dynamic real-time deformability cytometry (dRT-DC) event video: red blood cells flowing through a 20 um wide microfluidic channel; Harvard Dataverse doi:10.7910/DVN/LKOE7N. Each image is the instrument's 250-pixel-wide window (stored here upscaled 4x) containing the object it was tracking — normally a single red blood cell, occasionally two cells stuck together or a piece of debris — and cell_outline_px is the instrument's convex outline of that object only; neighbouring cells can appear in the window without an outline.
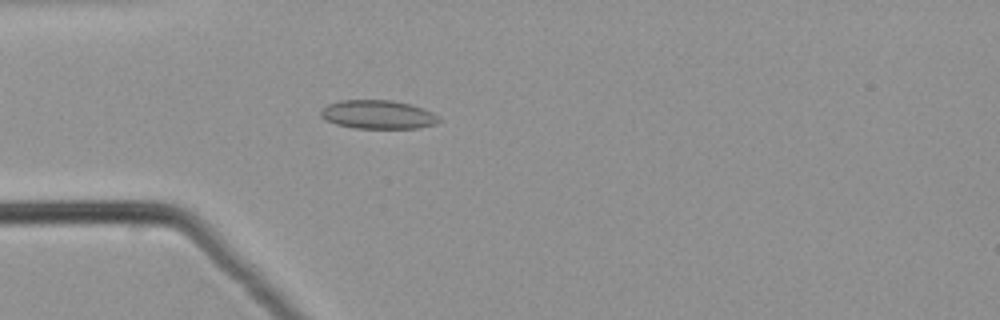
{"species": "common noctule bat (a hibernating species)", "species_latin": "Nyctalus noctula", "temperature_condition": "warm", "stored_images_in_passage": 50, "camera_frame_rate_fps": 3000, "um_per_image_px": 0.085, "animal": {"sex": "male", "body_mass_g": 21.5, "forearm_length_mm": 52.0}, "frame": {"image": 1, "passage_image": 14, "time_ms": 4.333, "image_size_px": [1000, 320], "cell_outline_px": [[440, 120], [436, 124], [416, 128], [352, 128], [336, 124], [324, 120], [320, 116], [320, 112], [328, 104], [340, 100], [392, 100], [408, 104], [432, 112]], "centroid_in_image_um": [32.07, 9.74], "position_along_channel_um": 52.9, "area_um2": 19.59}}
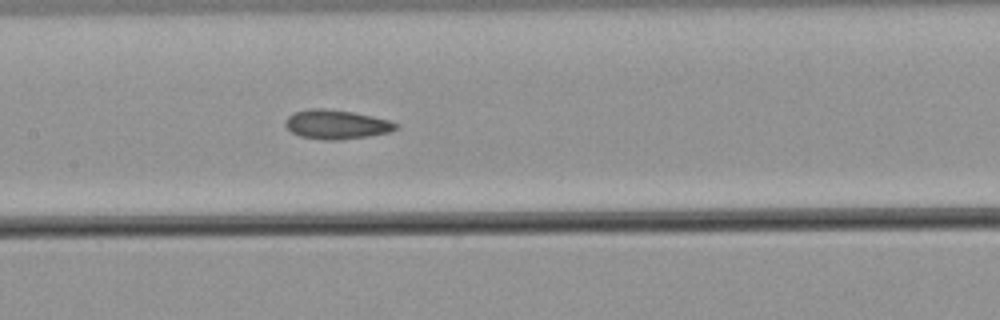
{"frame": {"image": 2, "passage_image": 24, "time_ms": 7.667, "image_size_px": [1000, 320], "cell_outline_px": [[396, 128], [388, 132], [368, 136], [340, 140], [324, 140], [300, 136], [292, 132], [284, 124], [284, 120], [292, 112], [312, 108], [324, 108], [352, 112], [372, 116], [388, 120], [396, 124]], "centroid_in_image_um": [28.52, 10.57], "position_along_channel_um": 178.9, "area_um2": 18.67}}
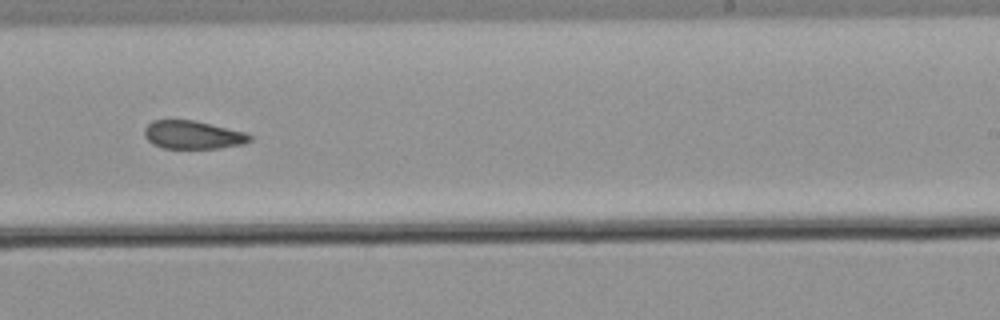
{"frame": {"image": 3, "passage_image": 31, "time_ms": 10.0, "image_size_px": [1000, 320], "cell_outline_px": [[252, 140], [244, 144], [216, 148], [164, 148], [152, 144], [144, 136], [144, 128], [152, 120], [192, 120], [244, 132], [252, 136]], "centroid_in_image_um": [16.36, 11.47], "position_along_channel_um": 272.6, "area_um2": 17.17}}